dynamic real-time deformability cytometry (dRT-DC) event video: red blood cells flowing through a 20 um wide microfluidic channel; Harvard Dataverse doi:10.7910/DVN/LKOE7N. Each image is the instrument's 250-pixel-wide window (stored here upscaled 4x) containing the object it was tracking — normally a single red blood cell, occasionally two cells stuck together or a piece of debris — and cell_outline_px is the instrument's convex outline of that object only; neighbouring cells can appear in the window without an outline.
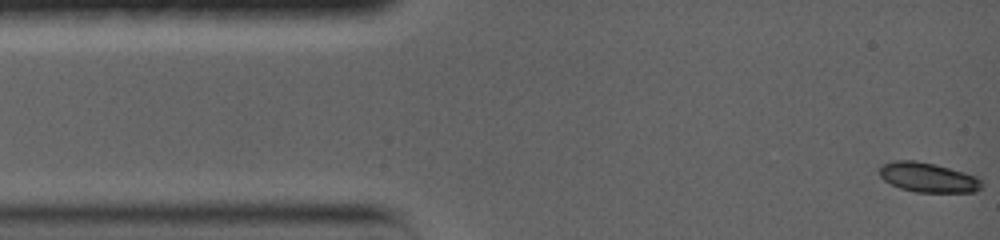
{"species": "common noctule bat (a hibernating species)", "species_latin": "Nyctalus noctula", "temperature_condition": "warm", "stored_images_in_passage": 71, "camera_frame_rate_fps": 5000, "um_per_image_px": 0.085, "animal": {"sex": "female", "body_mass_g": 19.0, "forearm_length_mm": 56.7}, "frame": {"image": 1, "passage_image": 1, "time_ms": 0.0, "image_size_px": [1000, 240], "cell_outline_px": [[984, 184], [976, 192], [916, 192], [900, 188], [884, 180], [880, 176], [880, 164], [892, 160], [916, 160], [936, 164], [980, 176]], "centroid_in_image_um": [78.92, 15.07], "position_along_channel_um": 6.1, "area_um2": 18.03}}
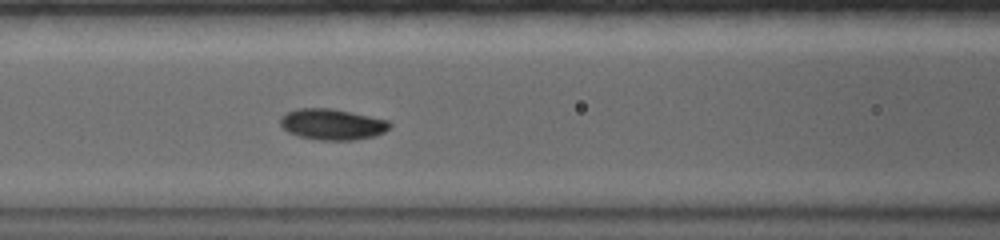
{"frame": {"image": 2, "passage_image": 28, "time_ms": 5.8, "image_size_px": [1000, 240], "cell_outline_px": [[392, 128], [384, 132], [372, 136], [356, 140], [320, 140], [300, 136], [288, 132], [280, 124], [280, 116], [296, 108], [332, 108], [388, 120], [392, 124]], "centroid_in_image_um": [28.25, 10.56], "position_along_channel_um": 138.3, "area_um2": 19.77}}
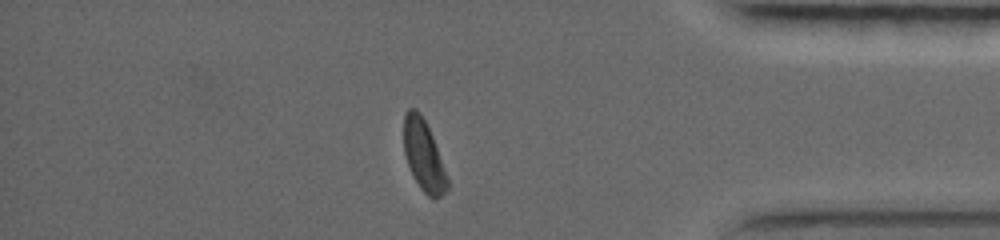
{"frame": {"image": 3, "passage_image": 64, "time_ms": 13.6, "image_size_px": [1000, 240], "cell_outline_px": [[448, 188], [440, 196], [432, 200], [420, 188], [408, 164], [404, 152], [404, 116], [408, 108], [416, 108], [420, 112], [432, 136], [448, 176]], "centroid_in_image_um": [36.02, 13.22], "position_along_channel_um": 399.2, "area_um2": 17.74}, "authors_computed_cell_mechanics": {"area_um2": 18.785, "velocity_mm_per_s": 3.6715, "shape_relaxation_time_tau1_ms": 6.8018, "shape_relaxation_time_tau2_ms": null, "deformation_change_tau1": 0.2236, "deformation_change_tau2": null}}